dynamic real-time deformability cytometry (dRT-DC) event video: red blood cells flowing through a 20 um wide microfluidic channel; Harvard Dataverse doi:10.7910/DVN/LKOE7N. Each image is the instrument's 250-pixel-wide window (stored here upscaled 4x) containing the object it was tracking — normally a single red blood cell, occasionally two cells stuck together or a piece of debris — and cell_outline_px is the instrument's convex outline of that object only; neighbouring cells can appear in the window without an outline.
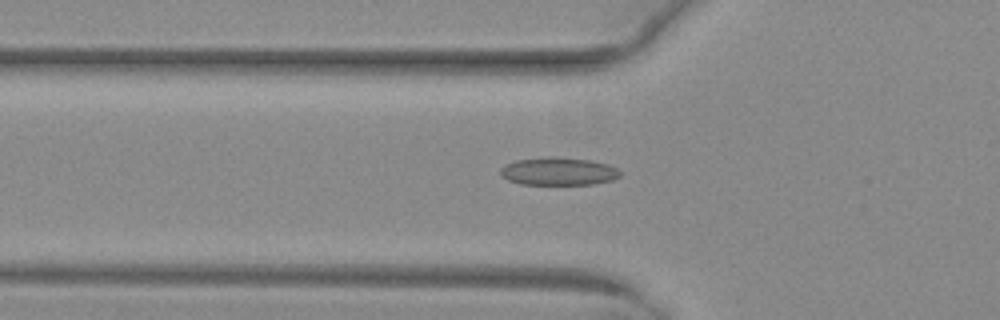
{"species": "common noctule bat (a hibernating species)", "species_latin": "Nyctalus noctula", "temperature_condition": "warm", "stored_images_in_passage": 31, "camera_frame_rate_fps": 3000, "um_per_image_px": 0.085, "animal": {"sex": "female", "body_mass_g": 29.2, "forearm_length_mm": 56.3}, "frame": {"image": 1, "passage_image": 3, "time_ms": 0.667, "image_size_px": [1000, 320], "cell_outline_px": [[620, 176], [612, 180], [592, 184], [520, 184], [508, 180], [500, 172], [500, 168], [504, 164], [516, 160], [544, 156], [556, 156], [592, 160], [608, 164], [616, 168], [620, 172]], "centroid_in_image_um": [47.45, 14.54], "position_along_channel_um": 78.3, "area_um2": 19.59}}
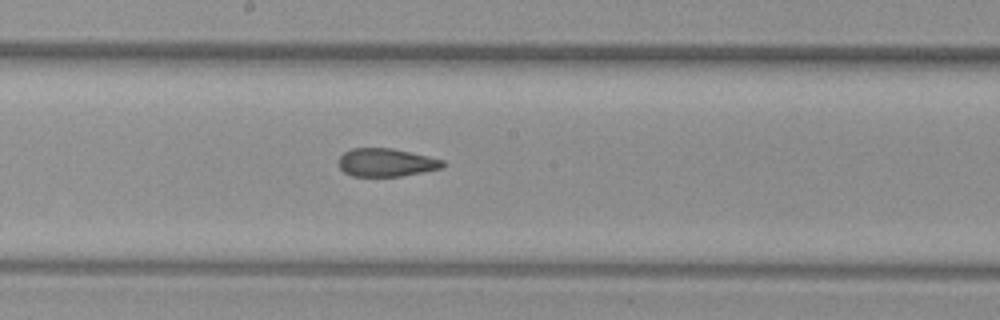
{"frame": {"image": 2, "passage_image": 13, "time_ms": 4.0, "image_size_px": [1000, 320], "cell_outline_px": [[444, 168], [400, 176], [352, 176], [344, 172], [340, 168], [340, 156], [344, 152], [352, 148], [392, 148], [428, 156], [444, 160]], "centroid_in_image_um": [32.84, 13.81], "position_along_channel_um": 215.4, "area_um2": 16.99}}
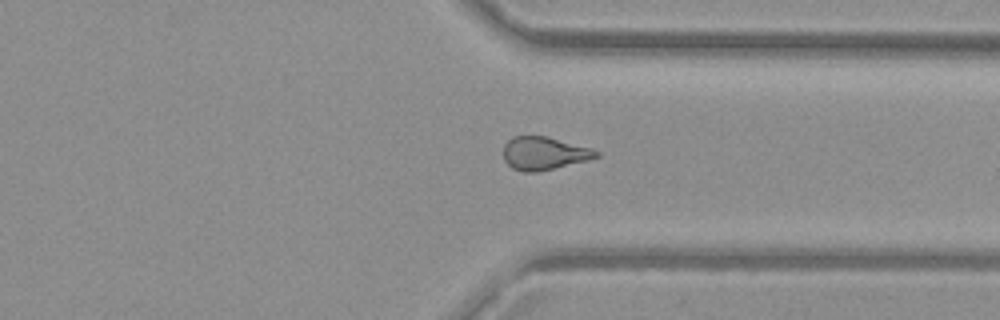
{"frame": {"image": 3, "passage_image": 24, "time_ms": 7.667, "image_size_px": [1000, 320], "cell_outline_px": [[600, 156], [588, 160], [536, 172], [524, 172], [512, 168], [504, 160], [504, 144], [512, 136], [548, 136], [592, 148], [600, 152]], "centroid_in_image_um": [46.26, 13.02], "position_along_channel_um": 365.1, "area_um2": 17.92}}